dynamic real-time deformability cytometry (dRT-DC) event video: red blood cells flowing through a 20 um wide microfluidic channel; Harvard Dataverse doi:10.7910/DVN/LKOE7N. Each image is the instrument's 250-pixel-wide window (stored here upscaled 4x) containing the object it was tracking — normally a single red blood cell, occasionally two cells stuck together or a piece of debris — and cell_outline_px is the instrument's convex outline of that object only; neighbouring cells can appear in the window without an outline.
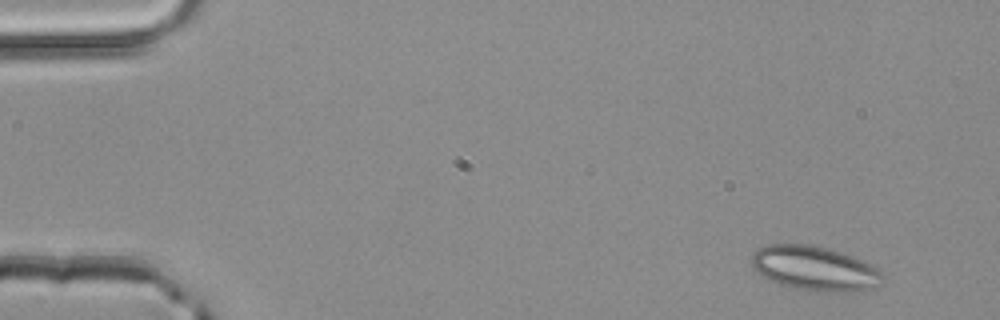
{"species": "common noctule bat (a hibernating species)", "species_latin": "Nyctalus noctula", "temperature_condition": "room temperature", "stored_images_in_passage": 4, "camera_frame_rate_fps": 3000, "um_per_image_px": 0.085, "animal": {"sex": "male", "body_mass_g": 20.4}, "frame": {"image": 1, "passage_image": 1, "time_ms": 0.0, "image_size_px": [1000, 320], "cell_outline_px": [[884, 280], [860, 292], [824, 292], [796, 288], [780, 284], [756, 272], [752, 268], [752, 256], [760, 248], [768, 244], [812, 244], [828, 248], [852, 256], [876, 268], [884, 276]], "centroid_in_image_um": [69.24, 22.81], "position_along_channel_um": 15.8, "area_um2": 33.64}}